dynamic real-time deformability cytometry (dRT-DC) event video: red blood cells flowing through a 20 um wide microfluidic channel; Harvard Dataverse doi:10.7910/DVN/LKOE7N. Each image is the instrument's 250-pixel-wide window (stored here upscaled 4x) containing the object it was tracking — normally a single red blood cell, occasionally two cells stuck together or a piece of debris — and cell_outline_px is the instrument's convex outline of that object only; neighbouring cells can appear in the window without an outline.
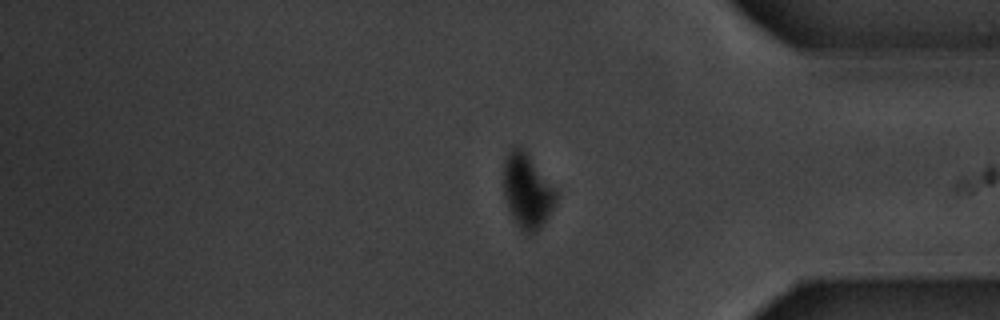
{"species": "common noctule bat (a hibernating species)", "species_latin": "Nyctalus noctula", "temperature_condition": "warm", "stored_images_in_passage": 18, "segment_of_instrument_passage": [2, 2], "camera_frame_rate_fps": 3000, "um_per_image_px": 0.085, "animal": {"sex": "male", "body_mass_g": 20.1, "forearm_length_mm": 53.5}, "frame": {"image": 1, "passage_image": 18, "time_ms": 21.333, "image_size_px": [1000, 320], "cell_outline_px": [[556, 200], [552, 208], [540, 228], [536, 232], [528, 236], [520, 232], [508, 212], [504, 200], [504, 156], [512, 144], [520, 144], [524, 148], [556, 188]], "centroid_in_image_um": [44.76, 16.21], "position_along_channel_um": 390.4, "area_um2": 23.64}}